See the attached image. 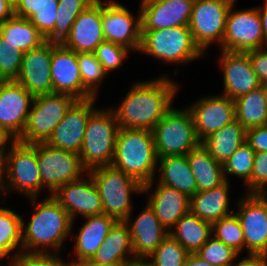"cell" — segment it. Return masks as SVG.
Here are the masks:
<instances>
[{"label": "cell", "instance_id": "cell-7", "mask_svg": "<svg viewBox=\"0 0 267 266\" xmlns=\"http://www.w3.org/2000/svg\"><path fill=\"white\" fill-rule=\"evenodd\" d=\"M93 179L101 198L103 213L117 221L125 220L133 211L131 195L143 193V185L114 167L103 166L87 172Z\"/></svg>", "mask_w": 267, "mask_h": 266}, {"label": "cell", "instance_id": "cell-19", "mask_svg": "<svg viewBox=\"0 0 267 266\" xmlns=\"http://www.w3.org/2000/svg\"><path fill=\"white\" fill-rule=\"evenodd\" d=\"M188 107L200 142L235 120L234 100L222 94L202 97Z\"/></svg>", "mask_w": 267, "mask_h": 266}, {"label": "cell", "instance_id": "cell-49", "mask_svg": "<svg viewBox=\"0 0 267 266\" xmlns=\"http://www.w3.org/2000/svg\"><path fill=\"white\" fill-rule=\"evenodd\" d=\"M237 261L232 266H267V256L264 255H248Z\"/></svg>", "mask_w": 267, "mask_h": 266}, {"label": "cell", "instance_id": "cell-47", "mask_svg": "<svg viewBox=\"0 0 267 266\" xmlns=\"http://www.w3.org/2000/svg\"><path fill=\"white\" fill-rule=\"evenodd\" d=\"M265 48L247 51L252 69L261 84L267 83V49Z\"/></svg>", "mask_w": 267, "mask_h": 266}, {"label": "cell", "instance_id": "cell-45", "mask_svg": "<svg viewBox=\"0 0 267 266\" xmlns=\"http://www.w3.org/2000/svg\"><path fill=\"white\" fill-rule=\"evenodd\" d=\"M10 261L13 266H76L56 253H21Z\"/></svg>", "mask_w": 267, "mask_h": 266}, {"label": "cell", "instance_id": "cell-8", "mask_svg": "<svg viewBox=\"0 0 267 266\" xmlns=\"http://www.w3.org/2000/svg\"><path fill=\"white\" fill-rule=\"evenodd\" d=\"M152 133L158 158L187 155L201 144L188 107L184 110L172 107Z\"/></svg>", "mask_w": 267, "mask_h": 266}, {"label": "cell", "instance_id": "cell-46", "mask_svg": "<svg viewBox=\"0 0 267 266\" xmlns=\"http://www.w3.org/2000/svg\"><path fill=\"white\" fill-rule=\"evenodd\" d=\"M245 187L247 194H257L267 187V152L255 153L250 183Z\"/></svg>", "mask_w": 267, "mask_h": 266}, {"label": "cell", "instance_id": "cell-23", "mask_svg": "<svg viewBox=\"0 0 267 266\" xmlns=\"http://www.w3.org/2000/svg\"><path fill=\"white\" fill-rule=\"evenodd\" d=\"M102 15V0H95L76 18L62 45L76 53H93L105 42Z\"/></svg>", "mask_w": 267, "mask_h": 266}, {"label": "cell", "instance_id": "cell-50", "mask_svg": "<svg viewBox=\"0 0 267 266\" xmlns=\"http://www.w3.org/2000/svg\"><path fill=\"white\" fill-rule=\"evenodd\" d=\"M14 16V5L8 0H0V24Z\"/></svg>", "mask_w": 267, "mask_h": 266}, {"label": "cell", "instance_id": "cell-40", "mask_svg": "<svg viewBox=\"0 0 267 266\" xmlns=\"http://www.w3.org/2000/svg\"><path fill=\"white\" fill-rule=\"evenodd\" d=\"M254 155L255 151L246 142L241 145L223 164L225 179L229 181V174L235 175L241 178L247 186L250 183Z\"/></svg>", "mask_w": 267, "mask_h": 266}, {"label": "cell", "instance_id": "cell-13", "mask_svg": "<svg viewBox=\"0 0 267 266\" xmlns=\"http://www.w3.org/2000/svg\"><path fill=\"white\" fill-rule=\"evenodd\" d=\"M138 12V15L134 16L124 5L113 0L103 3L102 0V26L105 41L139 52L142 23L141 10Z\"/></svg>", "mask_w": 267, "mask_h": 266}, {"label": "cell", "instance_id": "cell-9", "mask_svg": "<svg viewBox=\"0 0 267 266\" xmlns=\"http://www.w3.org/2000/svg\"><path fill=\"white\" fill-rule=\"evenodd\" d=\"M76 101L66 94L35 96L25 129L17 140L27 144L45 143Z\"/></svg>", "mask_w": 267, "mask_h": 266}, {"label": "cell", "instance_id": "cell-57", "mask_svg": "<svg viewBox=\"0 0 267 266\" xmlns=\"http://www.w3.org/2000/svg\"><path fill=\"white\" fill-rule=\"evenodd\" d=\"M131 266H150L145 260H136Z\"/></svg>", "mask_w": 267, "mask_h": 266}, {"label": "cell", "instance_id": "cell-53", "mask_svg": "<svg viewBox=\"0 0 267 266\" xmlns=\"http://www.w3.org/2000/svg\"><path fill=\"white\" fill-rule=\"evenodd\" d=\"M135 261H118L109 264H84L83 266H131Z\"/></svg>", "mask_w": 267, "mask_h": 266}, {"label": "cell", "instance_id": "cell-12", "mask_svg": "<svg viewBox=\"0 0 267 266\" xmlns=\"http://www.w3.org/2000/svg\"><path fill=\"white\" fill-rule=\"evenodd\" d=\"M234 4L226 17V30L220 50L247 52L264 48L265 38L257 7L233 11Z\"/></svg>", "mask_w": 267, "mask_h": 266}, {"label": "cell", "instance_id": "cell-58", "mask_svg": "<svg viewBox=\"0 0 267 266\" xmlns=\"http://www.w3.org/2000/svg\"><path fill=\"white\" fill-rule=\"evenodd\" d=\"M158 1H162V0H141L140 5L154 3V2H158Z\"/></svg>", "mask_w": 267, "mask_h": 266}, {"label": "cell", "instance_id": "cell-15", "mask_svg": "<svg viewBox=\"0 0 267 266\" xmlns=\"http://www.w3.org/2000/svg\"><path fill=\"white\" fill-rule=\"evenodd\" d=\"M236 216L244 233L248 255L267 256V207L257 194H246L237 203Z\"/></svg>", "mask_w": 267, "mask_h": 266}, {"label": "cell", "instance_id": "cell-41", "mask_svg": "<svg viewBox=\"0 0 267 266\" xmlns=\"http://www.w3.org/2000/svg\"><path fill=\"white\" fill-rule=\"evenodd\" d=\"M77 61L83 85L96 97L98 87L108 73L94 53H77Z\"/></svg>", "mask_w": 267, "mask_h": 266}, {"label": "cell", "instance_id": "cell-60", "mask_svg": "<svg viewBox=\"0 0 267 266\" xmlns=\"http://www.w3.org/2000/svg\"><path fill=\"white\" fill-rule=\"evenodd\" d=\"M11 4H15L18 0H8Z\"/></svg>", "mask_w": 267, "mask_h": 266}, {"label": "cell", "instance_id": "cell-55", "mask_svg": "<svg viewBox=\"0 0 267 266\" xmlns=\"http://www.w3.org/2000/svg\"><path fill=\"white\" fill-rule=\"evenodd\" d=\"M3 154L0 153V191L4 195V171H3Z\"/></svg>", "mask_w": 267, "mask_h": 266}, {"label": "cell", "instance_id": "cell-44", "mask_svg": "<svg viewBox=\"0 0 267 266\" xmlns=\"http://www.w3.org/2000/svg\"><path fill=\"white\" fill-rule=\"evenodd\" d=\"M129 51L124 46L105 41L93 53L109 74L111 70L118 69L123 65V60L128 56Z\"/></svg>", "mask_w": 267, "mask_h": 266}, {"label": "cell", "instance_id": "cell-28", "mask_svg": "<svg viewBox=\"0 0 267 266\" xmlns=\"http://www.w3.org/2000/svg\"><path fill=\"white\" fill-rule=\"evenodd\" d=\"M118 261H136L129 228L124 220L114 223L102 246L85 264H109Z\"/></svg>", "mask_w": 267, "mask_h": 266}, {"label": "cell", "instance_id": "cell-24", "mask_svg": "<svg viewBox=\"0 0 267 266\" xmlns=\"http://www.w3.org/2000/svg\"><path fill=\"white\" fill-rule=\"evenodd\" d=\"M153 185L154 180L143 185V194L151 191L147 203L154 210L160 223L170 232L176 222L190 212V198L177 189L158 182L156 188Z\"/></svg>", "mask_w": 267, "mask_h": 266}, {"label": "cell", "instance_id": "cell-22", "mask_svg": "<svg viewBox=\"0 0 267 266\" xmlns=\"http://www.w3.org/2000/svg\"><path fill=\"white\" fill-rule=\"evenodd\" d=\"M131 217L132 213L124 222L129 228L134 257L136 260H146L169 235V232L160 223L148 203L135 220Z\"/></svg>", "mask_w": 267, "mask_h": 266}, {"label": "cell", "instance_id": "cell-42", "mask_svg": "<svg viewBox=\"0 0 267 266\" xmlns=\"http://www.w3.org/2000/svg\"><path fill=\"white\" fill-rule=\"evenodd\" d=\"M196 254L215 266H232L239 256L236 251L214 236H211Z\"/></svg>", "mask_w": 267, "mask_h": 266}, {"label": "cell", "instance_id": "cell-26", "mask_svg": "<svg viewBox=\"0 0 267 266\" xmlns=\"http://www.w3.org/2000/svg\"><path fill=\"white\" fill-rule=\"evenodd\" d=\"M84 219L86 222L82 225L79 233L71 235V238L74 237V241H76L73 246L77 259L72 260L76 266H83L92 259L102 246L110 228L117 221L114 217L104 213L84 217Z\"/></svg>", "mask_w": 267, "mask_h": 266}, {"label": "cell", "instance_id": "cell-34", "mask_svg": "<svg viewBox=\"0 0 267 266\" xmlns=\"http://www.w3.org/2000/svg\"><path fill=\"white\" fill-rule=\"evenodd\" d=\"M0 34L5 42L23 53L36 49L46 42L45 37L29 19L13 16L0 24Z\"/></svg>", "mask_w": 267, "mask_h": 266}, {"label": "cell", "instance_id": "cell-11", "mask_svg": "<svg viewBox=\"0 0 267 266\" xmlns=\"http://www.w3.org/2000/svg\"><path fill=\"white\" fill-rule=\"evenodd\" d=\"M38 168L42 185L50 195L61 185L76 181L87 174L79 154L37 143Z\"/></svg>", "mask_w": 267, "mask_h": 266}, {"label": "cell", "instance_id": "cell-21", "mask_svg": "<svg viewBox=\"0 0 267 266\" xmlns=\"http://www.w3.org/2000/svg\"><path fill=\"white\" fill-rule=\"evenodd\" d=\"M221 51L218 60L223 69L224 91L222 95L232 100L261 86L257 74L253 71L247 52Z\"/></svg>", "mask_w": 267, "mask_h": 266}, {"label": "cell", "instance_id": "cell-32", "mask_svg": "<svg viewBox=\"0 0 267 266\" xmlns=\"http://www.w3.org/2000/svg\"><path fill=\"white\" fill-rule=\"evenodd\" d=\"M169 234L176 239L189 254H193L197 253L212 236V224L188 212L176 222V225L171 229Z\"/></svg>", "mask_w": 267, "mask_h": 266}, {"label": "cell", "instance_id": "cell-43", "mask_svg": "<svg viewBox=\"0 0 267 266\" xmlns=\"http://www.w3.org/2000/svg\"><path fill=\"white\" fill-rule=\"evenodd\" d=\"M23 52L14 50L0 34V81H15L23 60Z\"/></svg>", "mask_w": 267, "mask_h": 266}, {"label": "cell", "instance_id": "cell-36", "mask_svg": "<svg viewBox=\"0 0 267 266\" xmlns=\"http://www.w3.org/2000/svg\"><path fill=\"white\" fill-rule=\"evenodd\" d=\"M22 220L11 208L0 207V260L8 257L10 261L22 253Z\"/></svg>", "mask_w": 267, "mask_h": 266}, {"label": "cell", "instance_id": "cell-31", "mask_svg": "<svg viewBox=\"0 0 267 266\" xmlns=\"http://www.w3.org/2000/svg\"><path fill=\"white\" fill-rule=\"evenodd\" d=\"M245 142L246 129L237 120H234L207 136L201 144L218 163L223 165Z\"/></svg>", "mask_w": 267, "mask_h": 266}, {"label": "cell", "instance_id": "cell-35", "mask_svg": "<svg viewBox=\"0 0 267 266\" xmlns=\"http://www.w3.org/2000/svg\"><path fill=\"white\" fill-rule=\"evenodd\" d=\"M235 120L245 129L267 125V103L262 85L234 100Z\"/></svg>", "mask_w": 267, "mask_h": 266}, {"label": "cell", "instance_id": "cell-59", "mask_svg": "<svg viewBox=\"0 0 267 266\" xmlns=\"http://www.w3.org/2000/svg\"><path fill=\"white\" fill-rule=\"evenodd\" d=\"M261 85H262L264 97H265V100H266V103H267V83L261 84Z\"/></svg>", "mask_w": 267, "mask_h": 266}, {"label": "cell", "instance_id": "cell-1", "mask_svg": "<svg viewBox=\"0 0 267 266\" xmlns=\"http://www.w3.org/2000/svg\"><path fill=\"white\" fill-rule=\"evenodd\" d=\"M178 83L165 75L148 81L135 82L114 112L119 128L148 129L173 107Z\"/></svg>", "mask_w": 267, "mask_h": 266}, {"label": "cell", "instance_id": "cell-17", "mask_svg": "<svg viewBox=\"0 0 267 266\" xmlns=\"http://www.w3.org/2000/svg\"><path fill=\"white\" fill-rule=\"evenodd\" d=\"M50 70L53 93L66 94L76 100L95 97L82 83L75 51L62 44H53Z\"/></svg>", "mask_w": 267, "mask_h": 266}, {"label": "cell", "instance_id": "cell-20", "mask_svg": "<svg viewBox=\"0 0 267 266\" xmlns=\"http://www.w3.org/2000/svg\"><path fill=\"white\" fill-rule=\"evenodd\" d=\"M53 43L45 42L23 54L22 66L16 82L34 97L53 94L51 59Z\"/></svg>", "mask_w": 267, "mask_h": 266}, {"label": "cell", "instance_id": "cell-27", "mask_svg": "<svg viewBox=\"0 0 267 266\" xmlns=\"http://www.w3.org/2000/svg\"><path fill=\"white\" fill-rule=\"evenodd\" d=\"M229 189L230 182L226 180L218 187L197 192L190 198V212L211 224L229 216L234 212L229 206Z\"/></svg>", "mask_w": 267, "mask_h": 266}, {"label": "cell", "instance_id": "cell-29", "mask_svg": "<svg viewBox=\"0 0 267 266\" xmlns=\"http://www.w3.org/2000/svg\"><path fill=\"white\" fill-rule=\"evenodd\" d=\"M160 184L177 189L189 198L197 193L196 180L187 160V155L158 158Z\"/></svg>", "mask_w": 267, "mask_h": 266}, {"label": "cell", "instance_id": "cell-52", "mask_svg": "<svg viewBox=\"0 0 267 266\" xmlns=\"http://www.w3.org/2000/svg\"><path fill=\"white\" fill-rule=\"evenodd\" d=\"M257 9L261 18L262 29L265 38V47L267 48V0L264 1V6L257 7Z\"/></svg>", "mask_w": 267, "mask_h": 266}, {"label": "cell", "instance_id": "cell-6", "mask_svg": "<svg viewBox=\"0 0 267 266\" xmlns=\"http://www.w3.org/2000/svg\"><path fill=\"white\" fill-rule=\"evenodd\" d=\"M139 52L175 65L187 64L204 55L188 26L142 30Z\"/></svg>", "mask_w": 267, "mask_h": 266}, {"label": "cell", "instance_id": "cell-61", "mask_svg": "<svg viewBox=\"0 0 267 266\" xmlns=\"http://www.w3.org/2000/svg\"><path fill=\"white\" fill-rule=\"evenodd\" d=\"M0 266H5V265H3V264L1 265V262H0ZM8 266H13L12 263H11V261H9Z\"/></svg>", "mask_w": 267, "mask_h": 266}, {"label": "cell", "instance_id": "cell-37", "mask_svg": "<svg viewBox=\"0 0 267 266\" xmlns=\"http://www.w3.org/2000/svg\"><path fill=\"white\" fill-rule=\"evenodd\" d=\"M56 23L53 31L45 38L46 42L63 44L71 27L79 16L95 0H58Z\"/></svg>", "mask_w": 267, "mask_h": 266}, {"label": "cell", "instance_id": "cell-2", "mask_svg": "<svg viewBox=\"0 0 267 266\" xmlns=\"http://www.w3.org/2000/svg\"><path fill=\"white\" fill-rule=\"evenodd\" d=\"M28 199L34 207L29 222L22 220V253H58L71 236L74 222L51 195L39 202L37 197Z\"/></svg>", "mask_w": 267, "mask_h": 266}, {"label": "cell", "instance_id": "cell-3", "mask_svg": "<svg viewBox=\"0 0 267 266\" xmlns=\"http://www.w3.org/2000/svg\"><path fill=\"white\" fill-rule=\"evenodd\" d=\"M158 156L152 130L120 128L111 166L145 185L155 179Z\"/></svg>", "mask_w": 267, "mask_h": 266}, {"label": "cell", "instance_id": "cell-38", "mask_svg": "<svg viewBox=\"0 0 267 266\" xmlns=\"http://www.w3.org/2000/svg\"><path fill=\"white\" fill-rule=\"evenodd\" d=\"M212 236L232 248L239 255L245 249L244 233L235 213L212 224Z\"/></svg>", "mask_w": 267, "mask_h": 266}, {"label": "cell", "instance_id": "cell-10", "mask_svg": "<svg viewBox=\"0 0 267 266\" xmlns=\"http://www.w3.org/2000/svg\"><path fill=\"white\" fill-rule=\"evenodd\" d=\"M235 1L194 0L188 27L195 44L204 54L212 43H219V47L222 45L226 30V17Z\"/></svg>", "mask_w": 267, "mask_h": 266}, {"label": "cell", "instance_id": "cell-16", "mask_svg": "<svg viewBox=\"0 0 267 266\" xmlns=\"http://www.w3.org/2000/svg\"><path fill=\"white\" fill-rule=\"evenodd\" d=\"M96 99V97H93L86 100H77L45 143L56 149L79 154L90 115L97 109L94 106Z\"/></svg>", "mask_w": 267, "mask_h": 266}, {"label": "cell", "instance_id": "cell-18", "mask_svg": "<svg viewBox=\"0 0 267 266\" xmlns=\"http://www.w3.org/2000/svg\"><path fill=\"white\" fill-rule=\"evenodd\" d=\"M76 181L61 185L51 196L67 211L72 222L82 217L103 214L101 198L92 177L87 173Z\"/></svg>", "mask_w": 267, "mask_h": 266}, {"label": "cell", "instance_id": "cell-51", "mask_svg": "<svg viewBox=\"0 0 267 266\" xmlns=\"http://www.w3.org/2000/svg\"><path fill=\"white\" fill-rule=\"evenodd\" d=\"M183 266H215L200 258L196 253L190 254Z\"/></svg>", "mask_w": 267, "mask_h": 266}, {"label": "cell", "instance_id": "cell-39", "mask_svg": "<svg viewBox=\"0 0 267 266\" xmlns=\"http://www.w3.org/2000/svg\"><path fill=\"white\" fill-rule=\"evenodd\" d=\"M189 255L169 234L145 261L150 266H183Z\"/></svg>", "mask_w": 267, "mask_h": 266}, {"label": "cell", "instance_id": "cell-5", "mask_svg": "<svg viewBox=\"0 0 267 266\" xmlns=\"http://www.w3.org/2000/svg\"><path fill=\"white\" fill-rule=\"evenodd\" d=\"M119 129L111 108H97L90 115L79 153L87 171L111 165Z\"/></svg>", "mask_w": 267, "mask_h": 266}, {"label": "cell", "instance_id": "cell-14", "mask_svg": "<svg viewBox=\"0 0 267 266\" xmlns=\"http://www.w3.org/2000/svg\"><path fill=\"white\" fill-rule=\"evenodd\" d=\"M34 96L16 81H0V130L17 140L23 133Z\"/></svg>", "mask_w": 267, "mask_h": 266}, {"label": "cell", "instance_id": "cell-25", "mask_svg": "<svg viewBox=\"0 0 267 266\" xmlns=\"http://www.w3.org/2000/svg\"><path fill=\"white\" fill-rule=\"evenodd\" d=\"M194 0H162L140 5L142 30L188 26Z\"/></svg>", "mask_w": 267, "mask_h": 266}, {"label": "cell", "instance_id": "cell-54", "mask_svg": "<svg viewBox=\"0 0 267 266\" xmlns=\"http://www.w3.org/2000/svg\"><path fill=\"white\" fill-rule=\"evenodd\" d=\"M10 139L0 130V153H4L7 143L9 144Z\"/></svg>", "mask_w": 267, "mask_h": 266}, {"label": "cell", "instance_id": "cell-33", "mask_svg": "<svg viewBox=\"0 0 267 266\" xmlns=\"http://www.w3.org/2000/svg\"><path fill=\"white\" fill-rule=\"evenodd\" d=\"M58 4V0H18L14 16L29 19L46 38L55 27Z\"/></svg>", "mask_w": 267, "mask_h": 266}, {"label": "cell", "instance_id": "cell-56", "mask_svg": "<svg viewBox=\"0 0 267 266\" xmlns=\"http://www.w3.org/2000/svg\"><path fill=\"white\" fill-rule=\"evenodd\" d=\"M257 195L262 199V201L267 207V188H263L262 190H260Z\"/></svg>", "mask_w": 267, "mask_h": 266}, {"label": "cell", "instance_id": "cell-48", "mask_svg": "<svg viewBox=\"0 0 267 266\" xmlns=\"http://www.w3.org/2000/svg\"><path fill=\"white\" fill-rule=\"evenodd\" d=\"M246 143L257 152H267V125L246 129Z\"/></svg>", "mask_w": 267, "mask_h": 266}, {"label": "cell", "instance_id": "cell-30", "mask_svg": "<svg viewBox=\"0 0 267 266\" xmlns=\"http://www.w3.org/2000/svg\"><path fill=\"white\" fill-rule=\"evenodd\" d=\"M187 160L196 180L197 192L218 187L226 181L223 165L202 144L187 154Z\"/></svg>", "mask_w": 267, "mask_h": 266}, {"label": "cell", "instance_id": "cell-4", "mask_svg": "<svg viewBox=\"0 0 267 266\" xmlns=\"http://www.w3.org/2000/svg\"><path fill=\"white\" fill-rule=\"evenodd\" d=\"M9 143L3 154L4 197L12 190L28 198H38L45 187L38 168L37 143L27 144L18 140Z\"/></svg>", "mask_w": 267, "mask_h": 266}]
</instances>
